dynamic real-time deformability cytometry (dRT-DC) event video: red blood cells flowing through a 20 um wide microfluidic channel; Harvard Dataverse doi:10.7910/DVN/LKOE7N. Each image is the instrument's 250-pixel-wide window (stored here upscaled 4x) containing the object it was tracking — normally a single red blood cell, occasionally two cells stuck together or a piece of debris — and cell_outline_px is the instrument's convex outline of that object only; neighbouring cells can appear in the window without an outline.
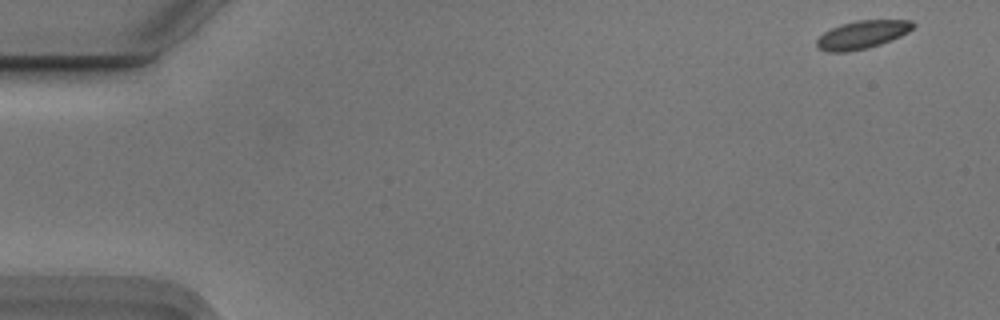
{"species": "Egyptian fruit bat (a non-hibernating species)", "species_latin": "Rousettus aegyptiacus", "temperature_condition": "cold", "stored_images_in_passage": 54, "camera_frame_rate_fps": 3000, "um_per_image_px": 0.085, "animal": {"sex": "male"}, "frame": {"image": 1, "passage_image": 1, "time_ms": 0.0, "image_size_px": [1000, 320], "cell_outline_px": [[916, 24], [908, 32], [900, 36], [880, 44], [868, 48], [848, 52], [828, 52], [816, 48], [816, 40], [824, 32], [840, 24], [856, 20], [912, 20]], "centroid_in_image_um": [73.26, 2.95], "position_along_channel_um": 11.7, "area_um2": 15.84}}
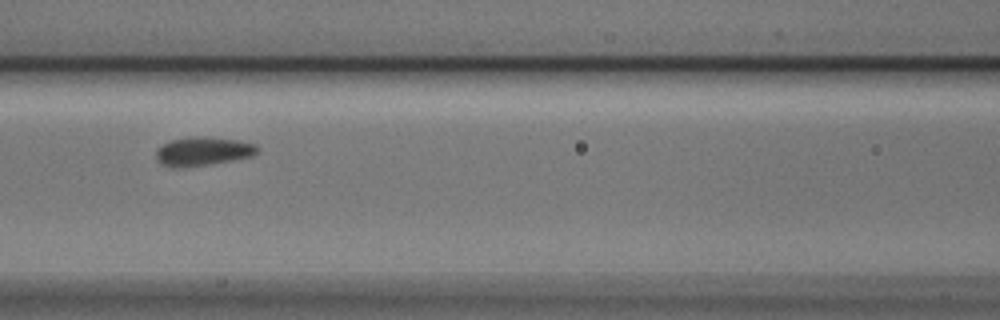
{"frame": {"image": 2, "passage_image": 23, "time_ms": 7.333, "image_size_px": [1000, 320], "cell_outline_px": [[260, 148], [252, 156], [212, 164], [180, 168], [176, 168], [160, 164], [156, 160], [156, 148], [172, 140], [192, 136], [204, 136], [236, 140], [256, 144]], "centroid_in_image_um": [17.22, 12.87], "position_along_channel_um": 149.4, "area_um2": 17.11}}
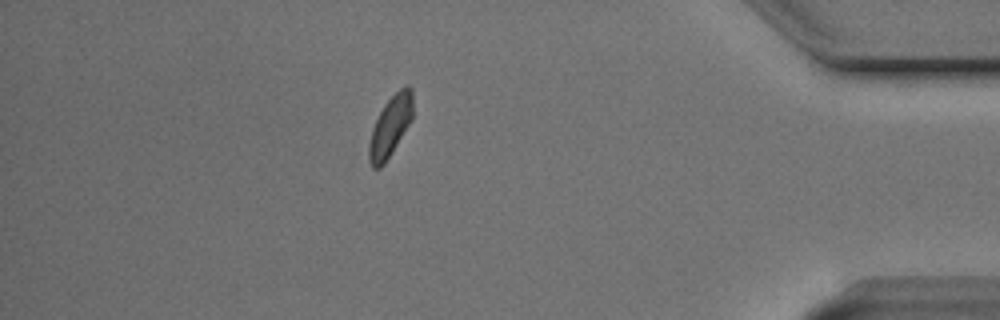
{"frame": {"image": 3, "passage_image": 47, "time_ms": 15.333, "image_size_px": [1000, 320], "cell_outline_px": [[412, 120], [392, 152], [384, 164], [380, 168], [372, 168], [368, 160], [368, 144], [372, 128], [384, 104], [400, 88], [408, 84], [412, 88]], "centroid_in_image_um": [33.17, 10.75], "position_along_channel_um": 402.0, "area_um2": 15.49}, "authors_computed_cell_mechanics": {"area_um2": 15.9528, "velocity_mm_per_s": 3.6877, "shape_relaxation_time_tau1_ms": 2.0622, "shape_relaxation_time_tau2_ms": 1.4302, "deformation_change_tau1": 0.071, "deformation_change_tau2": 0.0499}}